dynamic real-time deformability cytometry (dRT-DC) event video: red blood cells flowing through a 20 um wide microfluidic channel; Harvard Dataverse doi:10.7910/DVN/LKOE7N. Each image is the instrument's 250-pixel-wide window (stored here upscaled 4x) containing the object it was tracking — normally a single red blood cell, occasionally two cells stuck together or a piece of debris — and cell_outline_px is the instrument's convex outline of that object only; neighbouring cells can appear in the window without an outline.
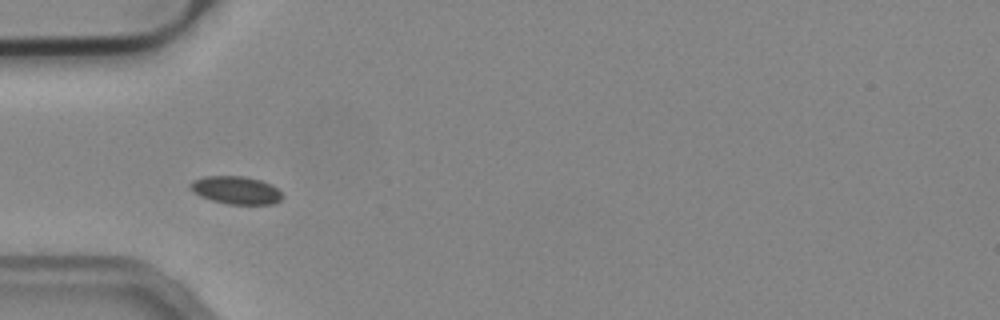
{"species": "common noctule bat (a hibernating species)", "species_latin": "Nyctalus noctula", "temperature_condition": "cold", "stored_images_in_passage": 38, "camera_frame_rate_fps": 3000, "um_per_image_px": 0.085, "animal": {"sex": "male", "body_mass_g": 19.2, "forearm_length_mm": 51.8}, "frame": {"image": 1, "passage_image": 1, "time_ms": 0.0, "image_size_px": [1000, 320], "cell_outline_px": [[284, 196], [280, 200], [272, 204], [228, 204], [212, 200], [200, 196], [192, 192], [188, 188], [188, 184], [192, 180], [204, 176], [244, 176], [260, 180], [272, 184]], "centroid_in_image_um": [20.02, 16.15], "position_along_channel_um": 65.0, "area_um2": 15.09}}
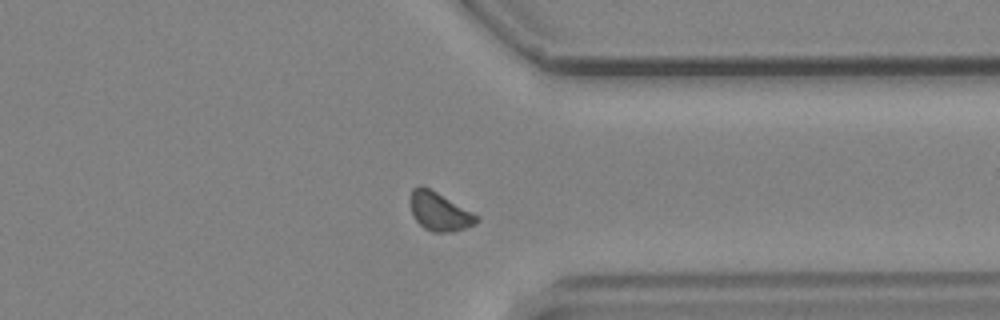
{"frame": {"image": 2, "passage_image": 26, "time_ms": 8.333, "image_size_px": [1000, 320], "cell_outline_px": [[480, 220], [476, 224], [452, 232], [432, 232], [424, 228], [416, 220], [412, 212], [408, 200], [408, 196], [412, 188], [420, 184], [436, 192], [480, 216]], "centroid_in_image_um": [37.33, 17.97], "position_along_channel_um": 374.1, "area_um2": 15.03}}
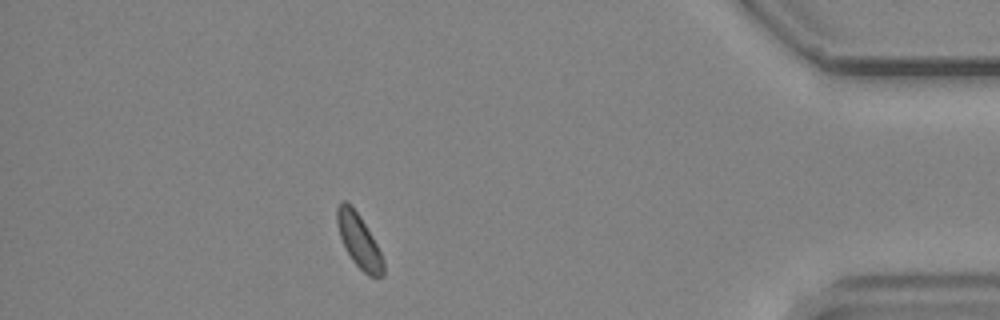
{"frame": {"image": 3, "passage_image": 32, "time_ms": 10.333, "image_size_px": [1000, 320], "cell_outline_px": [[384, 276], [376, 280], [368, 276], [352, 260], [340, 236], [336, 224], [336, 208], [340, 200], [344, 200], [360, 216], [372, 236], [384, 260]], "centroid_in_image_um": [30.52, 20.51], "position_along_channel_um": 404.7, "area_um2": 14.45}, "authors_computed_cell_mechanics": {"area_um2": 14.7101, "velocity_mm_per_s": 3.7592, "shape_relaxation_time_tau1_ms": null, "shape_relaxation_time_tau2_ms": 5.1183, "deformation_change_tau1": null, "deformation_change_tau2": 0.0684}}